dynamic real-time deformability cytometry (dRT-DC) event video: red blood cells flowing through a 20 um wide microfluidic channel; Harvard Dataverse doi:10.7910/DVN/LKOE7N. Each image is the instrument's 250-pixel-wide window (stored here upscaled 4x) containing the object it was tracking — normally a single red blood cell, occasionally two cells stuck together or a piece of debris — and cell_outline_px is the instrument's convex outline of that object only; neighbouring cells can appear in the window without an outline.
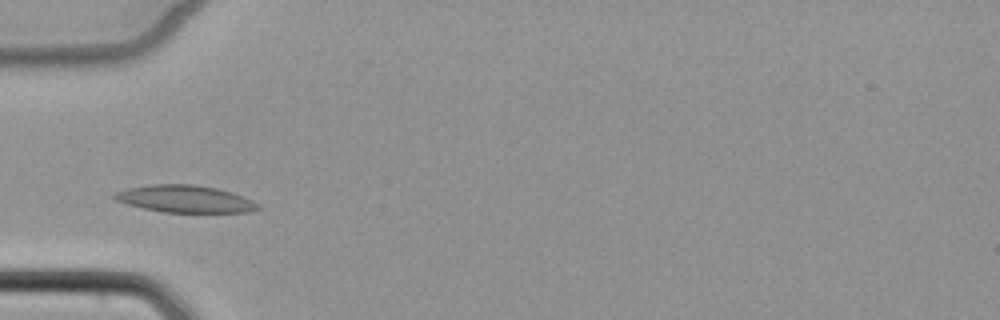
{"species": "common noctule bat (a hibernating species)", "species_latin": "Nyctalus noctula", "temperature_condition": "cold", "stored_images_in_passage": 4, "camera_frame_rate_fps": 3000, "um_per_image_px": 0.085, "animal": {"sex": "female", "body_mass_g": 22.7, "forearm_length_mm": 54.2}, "frame": {"image": 1, "passage_image": 2, "time_ms": 1.333, "image_size_px": [1000, 320], "cell_outline_px": [[260, 208], [248, 212], [164, 212], [144, 208], [128, 204], [116, 200], [112, 196], [116, 192], [128, 188], [152, 184], [196, 184], [216, 188], [232, 192], [252, 200], [260, 204]], "centroid_in_image_um": [15.75, 16.9], "position_along_channel_um": 69.2, "area_um2": 22.6}}
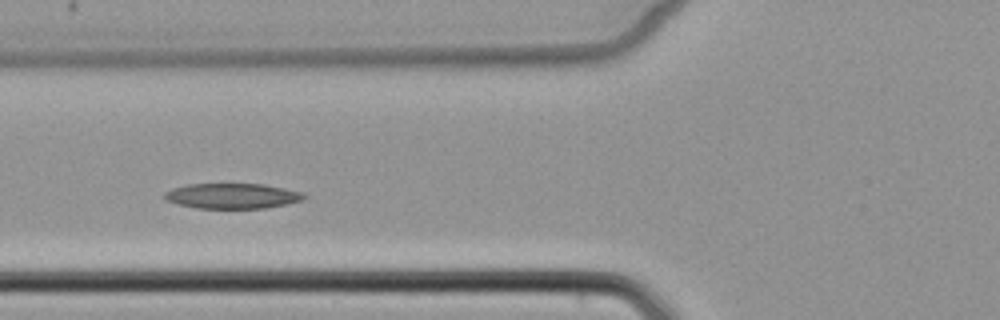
{"frame": {"image": 2, "passage_image": 3, "time_ms": 2.333, "image_size_px": [1000, 320], "cell_outline_px": [[308, 196], [304, 200], [288, 204], [264, 208], [196, 208], [176, 204], [164, 200], [164, 192], [172, 188], [188, 184], [264, 184], [304, 192]], "centroid_in_image_um": [19.76, 16.65], "position_along_channel_um": 106.0, "area_um2": 20.81}}
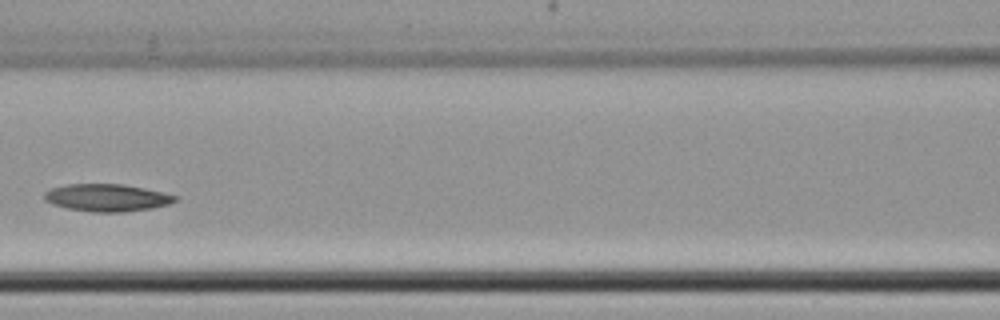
{"frame": {"image": 3, "passage_image": 4, "time_ms": 3.667, "image_size_px": [1000, 320], "cell_outline_px": [[180, 200], [168, 204], [152, 208], [124, 212], [92, 212], [68, 208], [52, 204], [44, 200], [44, 192], [52, 188], [64, 184], [124, 184], [164, 192], [176, 196]], "centroid_in_image_um": [9.1, 16.8], "position_along_channel_um": 157.5, "area_um2": 20.98}}